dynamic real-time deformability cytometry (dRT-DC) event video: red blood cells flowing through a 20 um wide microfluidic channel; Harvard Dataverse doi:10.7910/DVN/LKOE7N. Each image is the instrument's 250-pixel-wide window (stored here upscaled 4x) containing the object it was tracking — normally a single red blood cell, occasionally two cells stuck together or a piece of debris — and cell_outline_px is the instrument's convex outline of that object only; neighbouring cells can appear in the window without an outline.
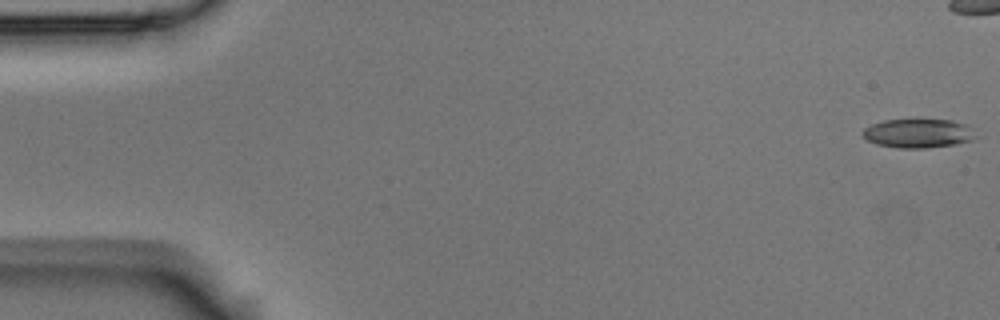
{"species": "Egyptian fruit bat (a non-hibernating species)", "species_latin": "Rousettus aegyptiacus", "temperature_condition": "room temperature", "stored_images_in_passage": 45, "camera_frame_rate_fps": 3000, "um_per_image_px": 0.085, "animal": {"sex": "male"}, "frame": {"image": 1, "passage_image": 1, "time_ms": 0.0, "image_size_px": [1000, 320], "cell_outline_px": [[984, 136], [976, 140], [956, 144], [924, 148], [896, 148], [876, 144], [868, 140], [864, 136], [864, 128], [872, 124], [884, 120], [952, 120], [964, 124]], "centroid_in_image_um": [78.16, 11.35], "position_along_channel_um": 6.8, "area_um2": 19.31}}
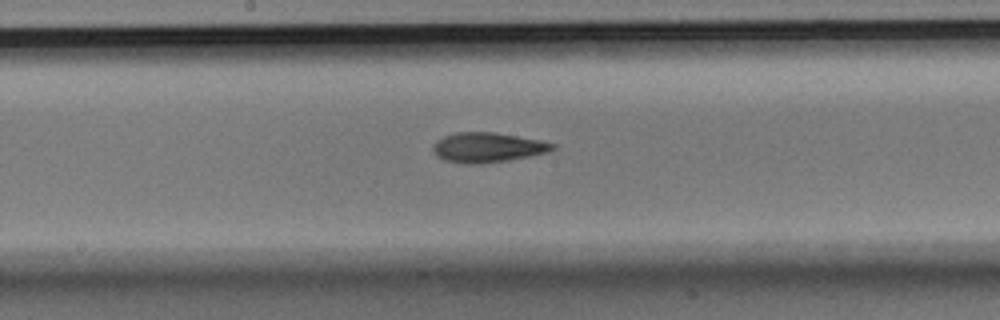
{"frame": {"image": 2, "passage_image": 29, "time_ms": 9.333, "image_size_px": [1000, 320], "cell_outline_px": [[556, 148], [548, 152], [508, 160], [480, 164], [468, 164], [444, 160], [436, 156], [432, 152], [432, 144], [436, 140], [444, 136], [456, 132], [492, 132], [540, 140], [556, 144]], "centroid_in_image_um": [41.4, 12.53], "position_along_channel_um": 206.8, "area_um2": 20.81}}
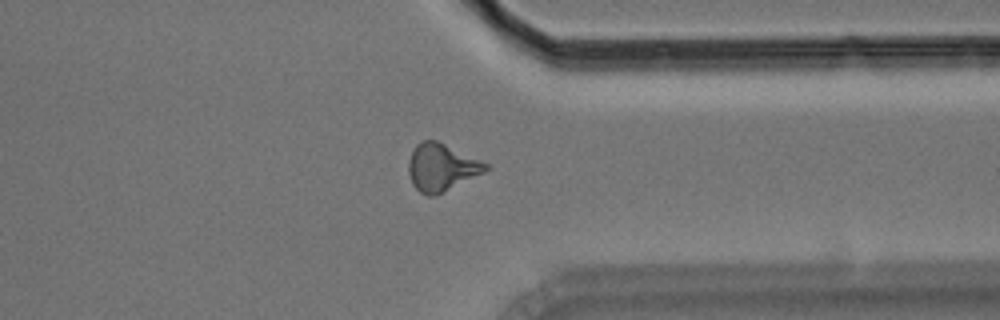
{"frame": {"image": 3, "passage_image": 43, "time_ms": 14.0, "image_size_px": [1000, 320], "cell_outline_px": [[492, 168], [436, 196], [428, 196], [420, 192], [412, 184], [408, 172], [408, 160], [416, 144], [420, 140], [436, 140], [480, 160], [488, 164]], "centroid_in_image_um": [37.51, 14.23], "position_along_channel_um": 373.9, "area_um2": 21.27}}